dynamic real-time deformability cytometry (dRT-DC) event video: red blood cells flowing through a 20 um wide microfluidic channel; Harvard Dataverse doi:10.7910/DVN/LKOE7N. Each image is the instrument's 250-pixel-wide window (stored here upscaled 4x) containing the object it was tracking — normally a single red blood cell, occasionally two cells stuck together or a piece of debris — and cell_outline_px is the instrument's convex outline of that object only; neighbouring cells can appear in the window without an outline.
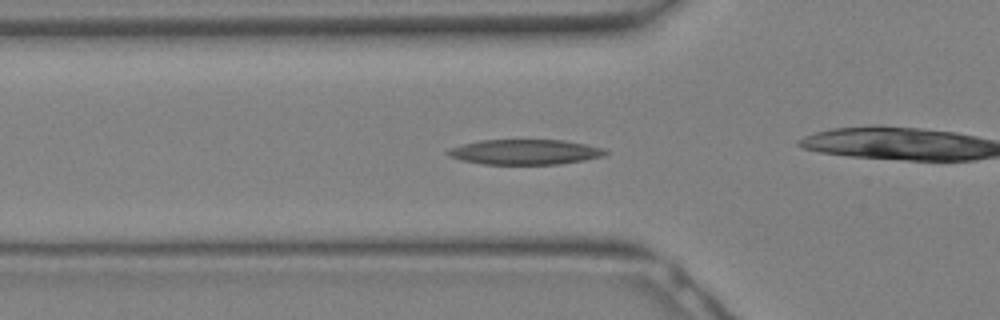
{"species": "Egyptian fruit bat (a non-hibernating species)", "species_latin": "Rousettus aegyptiacus", "temperature_condition": "warm", "stored_images_in_passage": 19, "camera_frame_rate_fps": 3000, "um_per_image_px": 0.085, "animal": {"sex": "female"}, "frame": {"image": 1, "passage_image": 6, "time_ms": 1.667, "image_size_px": [1000, 320], "cell_outline_px": [[608, 152], [604, 156], [584, 160], [560, 164], [484, 164], [460, 160], [448, 156], [444, 152], [448, 148], [480, 140], [564, 140], [604, 148]], "centroid_in_image_um": [44.59, 12.92], "position_along_channel_um": 81.2, "area_um2": 23.12}}